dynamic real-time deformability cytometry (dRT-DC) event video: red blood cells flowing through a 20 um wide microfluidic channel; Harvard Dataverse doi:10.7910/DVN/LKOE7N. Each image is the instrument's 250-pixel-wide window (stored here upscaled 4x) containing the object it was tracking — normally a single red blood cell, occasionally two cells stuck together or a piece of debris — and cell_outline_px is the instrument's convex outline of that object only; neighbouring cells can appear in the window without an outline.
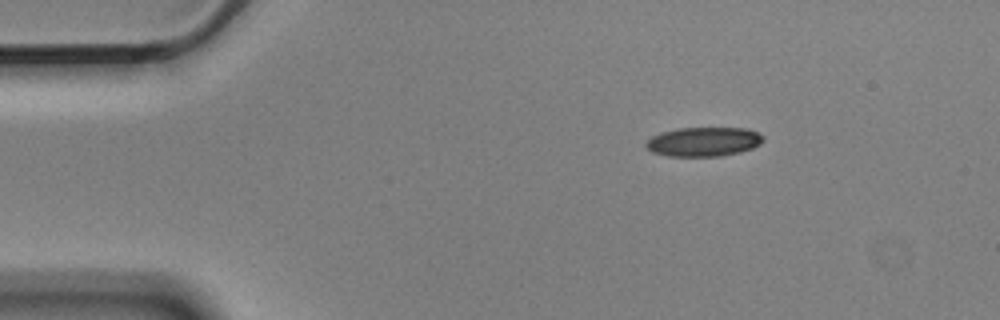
{"species": "Egyptian fruit bat (a non-hibernating species)", "species_latin": "Rousettus aegyptiacus", "temperature_condition": "cold", "stored_images_in_passage": 4, "camera_frame_rate_fps": 3000, "um_per_image_px": 0.085, "animal": {"sex": "male"}, "frame": {"image": 1, "passage_image": 1, "time_ms": 0.0, "image_size_px": [1000, 320], "cell_outline_px": [[764, 140], [760, 144], [752, 148], [740, 152], [720, 156], [668, 156], [652, 152], [644, 144], [652, 136], [664, 132], [680, 128], [748, 128], [764, 136]], "centroid_in_image_um": [59.83, 12.05], "position_along_channel_um": 25.2, "area_um2": 19.88}}